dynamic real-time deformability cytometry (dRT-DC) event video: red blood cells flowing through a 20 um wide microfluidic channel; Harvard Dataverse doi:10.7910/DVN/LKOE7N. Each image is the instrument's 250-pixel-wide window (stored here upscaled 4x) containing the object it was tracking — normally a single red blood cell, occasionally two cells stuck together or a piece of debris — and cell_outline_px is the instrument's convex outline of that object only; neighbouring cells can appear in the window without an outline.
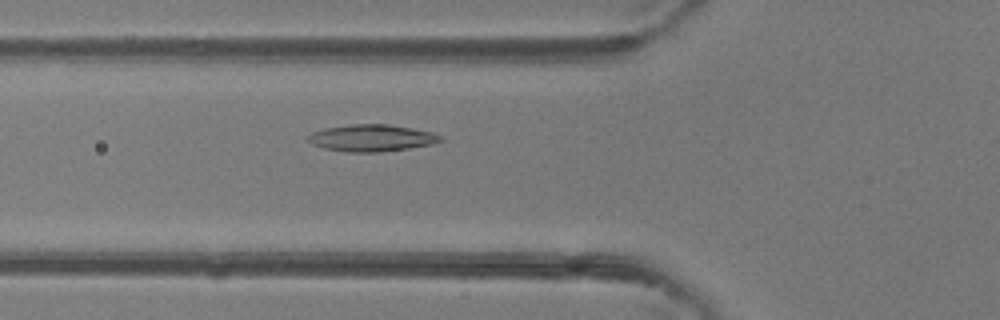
{"species": "common noctule bat (a hibernating species)", "species_latin": "Nyctalus noctula", "temperature_condition": "room temperature", "stored_images_in_passage": 34, "camera_frame_rate_fps": 3000, "um_per_image_px": 0.085, "animal": {"sex": "female"}, "frame": {"image": 1, "passage_image": 4, "time_ms": 1.0, "image_size_px": [1000, 320], "cell_outline_px": [[444, 140], [432, 144], [408, 148], [380, 152], [348, 152], [324, 148], [312, 144], [304, 136], [312, 132], [324, 128], [348, 124], [388, 124], [412, 128], [432, 132], [440, 136]], "centroid_in_image_um": [31.55, 11.72], "position_along_channel_um": 94.3, "area_um2": 20.81}}
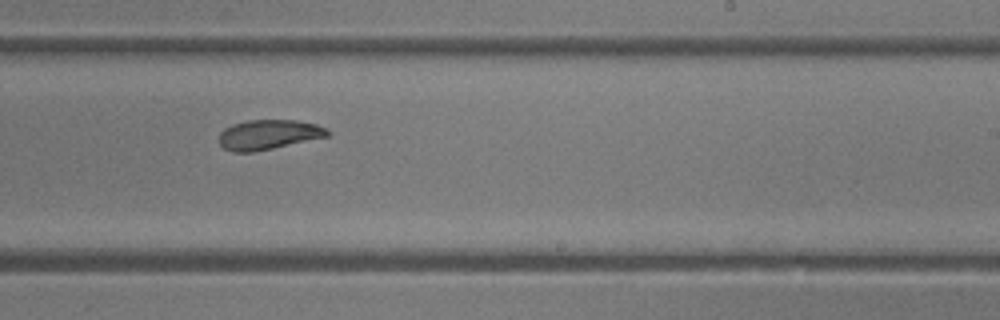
{"frame": {"image": 2, "passage_image": 16, "time_ms": 5.0, "image_size_px": [1000, 320], "cell_outline_px": [[332, 132], [328, 136], [272, 148], [252, 152], [232, 152], [224, 148], [220, 144], [220, 132], [224, 128], [232, 124], [248, 120], [296, 120], [316, 124], [328, 128]], "centroid_in_image_um": [22.84, 11.43], "position_along_channel_um": 266.2, "area_um2": 18.79}}
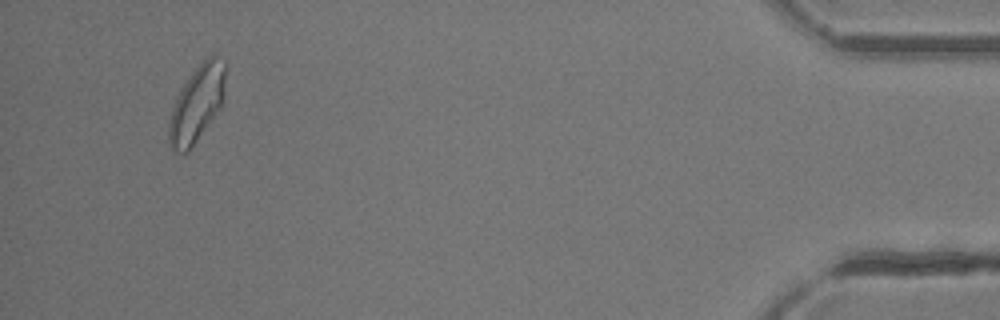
{"frame": {"image": 3, "passage_image": 32, "time_ms": 10.333, "image_size_px": [1000, 320], "cell_outline_px": [[228, 64], [224, 100], [188, 152], [184, 156], [176, 152], [172, 148], [168, 140], [168, 124], [172, 108], [176, 96], [192, 72], [212, 52]], "centroid_in_image_um": [16.76, 8.78], "position_along_channel_um": 418.4, "area_um2": 25.32}, "authors_computed_cell_mechanics": {"area_um2": 20.0855, "velocity_mm_per_s": 4.2927, "shape_relaxation_time_tau1_ms": 3.7741, "shape_relaxation_time_tau2_ms": 2.9957, "deformation_change_tau1": 0.1145, "deformation_change_tau2": 0.0804}}